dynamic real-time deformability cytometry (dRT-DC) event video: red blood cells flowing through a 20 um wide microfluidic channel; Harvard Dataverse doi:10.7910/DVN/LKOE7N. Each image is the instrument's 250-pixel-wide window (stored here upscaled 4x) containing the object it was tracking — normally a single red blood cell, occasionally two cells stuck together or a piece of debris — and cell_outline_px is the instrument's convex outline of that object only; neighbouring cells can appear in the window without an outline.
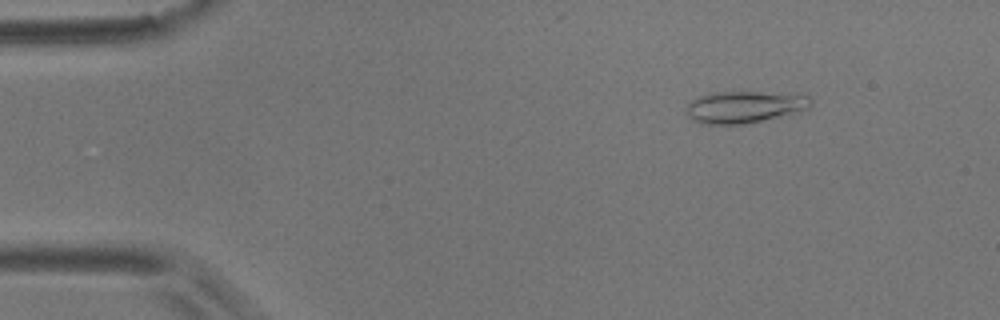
{"species": "common noctule bat (a hibernating species)", "species_latin": "Nyctalus noctula", "temperature_condition": "room temperature", "stored_images_in_passage": 36, "camera_frame_rate_fps": 3000, "um_per_image_px": 0.085, "animal": {"sex": "male", "body_mass_g": 17.9}, "frame": {"image": 1, "passage_image": 7, "time_ms": 2.0, "image_size_px": [1000, 320], "cell_outline_px": [[812, 104], [808, 108], [788, 116], [744, 124], [700, 124], [692, 120], [684, 112], [684, 108], [692, 100], [700, 96], [712, 92], [756, 92], [812, 96]], "centroid_in_image_um": [63.26, 9.11], "position_along_channel_um": 21.7, "area_um2": 23.47}}
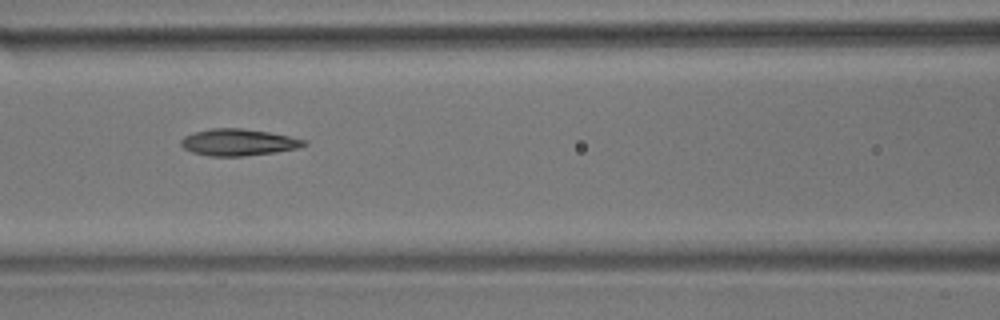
{"frame": {"image": 2, "passage_image": 24, "time_ms": 7.667, "image_size_px": [1000, 320], "cell_outline_px": [[308, 144], [300, 148], [276, 152], [244, 156], [208, 156], [192, 152], [184, 148], [180, 144], [180, 140], [184, 136], [196, 132], [212, 128], [240, 128], [268, 132], [288, 136], [304, 140]], "centroid_in_image_um": [20.25, 12.1], "position_along_channel_um": 146.3, "area_um2": 19.07}}
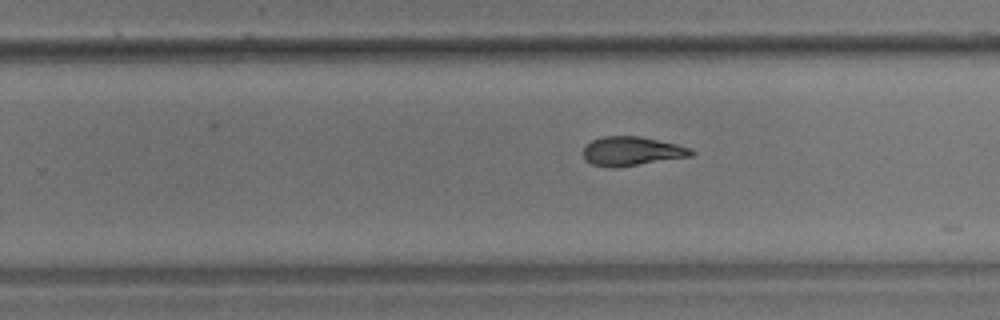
{"frame": {"image": 3, "passage_image": 35, "time_ms": 11.333, "image_size_px": [1000, 320], "cell_outline_px": [[696, 152], [692, 156], [616, 168], [612, 168], [592, 164], [584, 160], [584, 148], [592, 140], [600, 136], [640, 136], [676, 144], [688, 148]], "centroid_in_image_um": [53.68, 12.85], "position_along_channel_um": 276.1, "area_um2": 18.26}}